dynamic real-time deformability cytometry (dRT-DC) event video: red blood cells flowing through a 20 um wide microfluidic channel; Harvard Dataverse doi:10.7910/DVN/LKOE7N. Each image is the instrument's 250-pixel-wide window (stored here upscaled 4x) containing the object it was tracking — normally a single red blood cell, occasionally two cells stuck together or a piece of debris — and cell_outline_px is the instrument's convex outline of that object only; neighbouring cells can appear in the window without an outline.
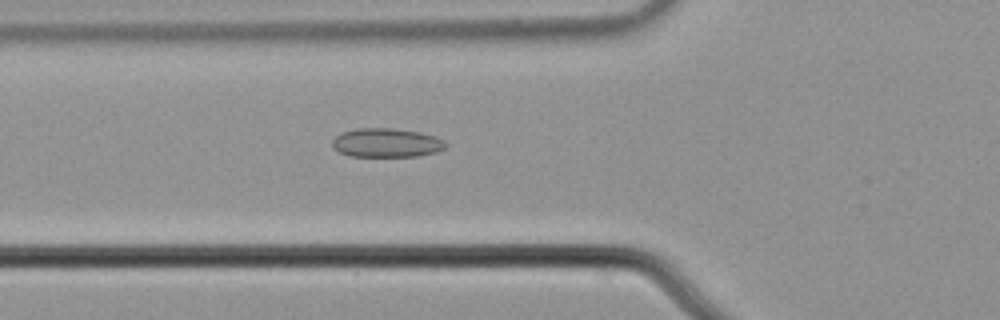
{"species": "common noctule bat (a hibernating species)", "species_latin": "Nyctalus noctula", "temperature_condition": "cold", "stored_images_in_passage": 55, "camera_frame_rate_fps": 3000, "um_per_image_px": 0.085, "animal": {"sex": "male", "body_mass_g": 21.5, "forearm_length_mm": 52.0}, "frame": {"image": 1, "passage_image": 20, "time_ms": 6.333, "image_size_px": [1000, 320], "cell_outline_px": [[448, 144], [444, 148], [436, 152], [416, 156], [348, 156], [340, 152], [332, 144], [332, 140], [340, 132], [356, 128], [392, 128], [420, 132], [436, 136], [444, 140]], "centroid_in_image_um": [32.86, 12.12], "position_along_channel_um": 92.9, "area_um2": 19.19}}
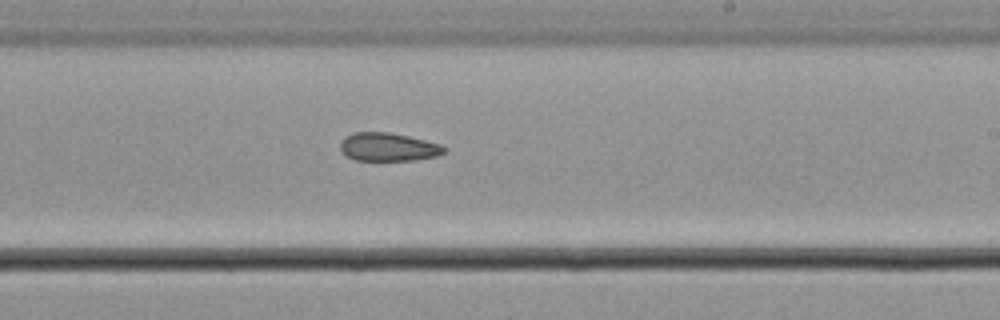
{"frame": {"image": 2, "passage_image": 33, "time_ms": 10.667, "image_size_px": [1000, 320], "cell_outline_px": [[448, 148], [444, 152], [436, 156], [412, 160], [356, 160], [340, 152], [340, 140], [344, 136], [352, 132], [388, 132], [408, 136], [440, 144]], "centroid_in_image_um": [32.95, 12.48], "position_along_channel_um": 256.1, "area_um2": 17.17}}
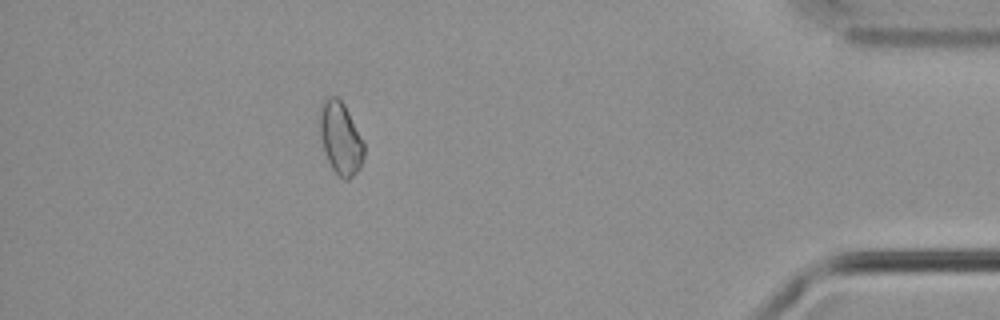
{"frame": {"image": 3, "passage_image": 49, "time_ms": 16.0, "image_size_px": [1000, 320], "cell_outline_px": [[364, 156], [360, 168], [348, 180], [344, 180], [332, 168], [328, 160], [320, 136], [320, 104], [324, 96], [336, 96], [344, 104], [364, 144]], "centroid_in_image_um": [28.93, 11.72], "position_along_channel_um": 406.3, "area_um2": 18.44}}